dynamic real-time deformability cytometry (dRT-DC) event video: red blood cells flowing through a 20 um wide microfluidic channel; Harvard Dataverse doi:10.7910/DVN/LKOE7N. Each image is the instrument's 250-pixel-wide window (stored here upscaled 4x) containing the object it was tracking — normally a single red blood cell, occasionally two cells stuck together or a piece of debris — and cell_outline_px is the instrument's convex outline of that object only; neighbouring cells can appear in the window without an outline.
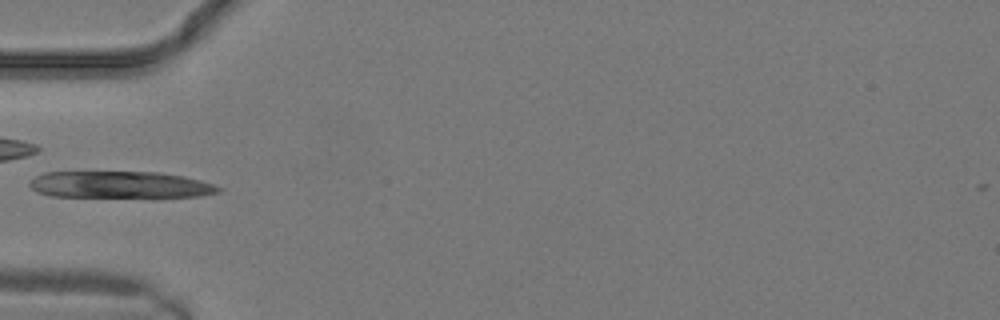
{"species": "common noctule bat (a hibernating species)", "species_latin": "Nyctalus noctula", "temperature_condition": "warm", "stored_images_in_passage": 7, "camera_frame_rate_fps": 3000, "um_per_image_px": 0.085, "animal": {"sex": "male", "body_mass_g": 19.2, "forearm_length_mm": 51.8}, "frame": {"image": 1, "passage_image": 3, "time_ms": 0.667, "image_size_px": [1000, 320], "cell_outline_px": [[220, 192], [200, 196], [152, 200], [48, 196], [36, 192], [28, 184], [28, 180], [44, 172], [160, 172], [184, 176], [200, 180], [212, 184], [220, 188]], "centroid_in_image_um": [10.22, 15.76], "position_along_channel_um": 74.8, "area_um2": 31.39}}
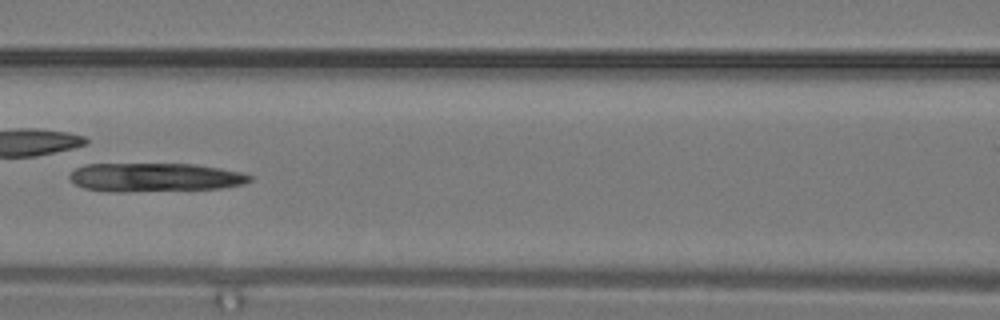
{"frame": {"image": 2, "passage_image": 6, "time_ms": 1.667, "image_size_px": [1000, 320], "cell_outline_px": [[252, 180], [244, 184], [220, 188], [120, 192], [116, 192], [84, 188], [76, 184], [68, 176], [76, 168], [84, 164], [196, 164], [244, 172], [252, 176]], "centroid_in_image_um": [13.2, 15.07], "position_along_channel_um": 153.4, "area_um2": 30.11}}